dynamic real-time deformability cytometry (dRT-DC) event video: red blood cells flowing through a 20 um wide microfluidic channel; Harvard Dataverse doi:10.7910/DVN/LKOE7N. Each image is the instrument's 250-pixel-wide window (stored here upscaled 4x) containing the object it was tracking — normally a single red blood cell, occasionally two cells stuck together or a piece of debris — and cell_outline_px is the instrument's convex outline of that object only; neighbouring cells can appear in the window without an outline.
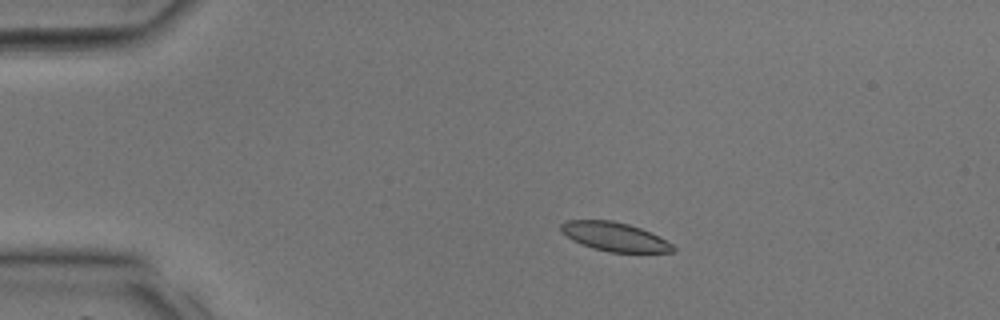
{"species": "common noctule bat (a hibernating species)", "species_latin": "Nyctalus noctula", "temperature_condition": "room temperature", "stored_images_in_passage": 33, "camera_frame_rate_fps": 3000, "um_per_image_px": 0.085, "animal": {"sex": "male", "body_mass_g": 17.9, "forearm_length_mm": 54.2}, "frame": {"image": 1, "passage_image": 7, "time_ms": 2.0, "image_size_px": [1000, 320], "cell_outline_px": [[676, 248], [672, 252], [608, 252], [592, 248], [572, 240], [560, 228], [560, 224], [568, 220], [612, 220], [628, 224], [640, 228], [672, 244]], "centroid_in_image_um": [52.21, 20.12], "position_along_channel_um": 32.8, "area_um2": 18.5}}
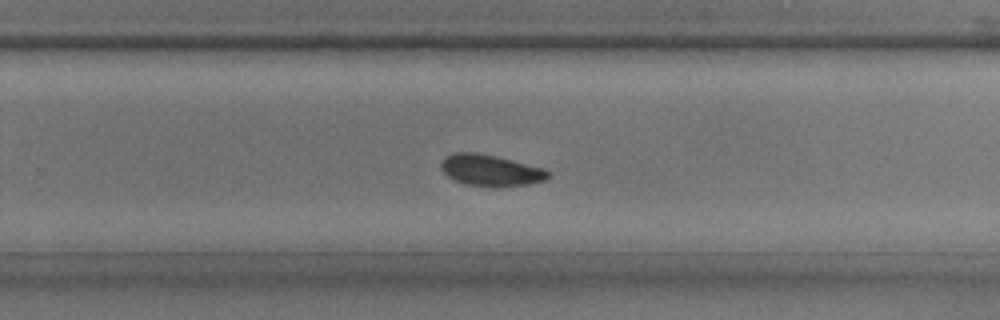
{"frame": {"image": 2, "passage_image": 24, "time_ms": 7.667, "image_size_px": [1000, 320], "cell_outline_px": [[552, 172], [544, 180], [528, 184], [496, 188], [464, 184], [448, 176], [440, 168], [440, 164], [444, 156], [452, 152], [476, 152], [496, 156], [544, 168]], "centroid_in_image_um": [41.68, 14.48], "position_along_channel_um": 288.1, "area_um2": 19.83}}
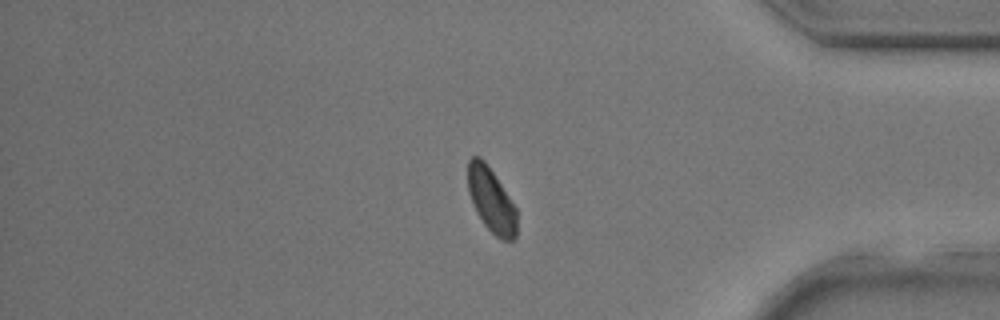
{"frame": {"image": 3, "passage_image": 31, "time_ms": 10.0, "image_size_px": [1000, 320], "cell_outline_px": [[516, 236], [512, 240], [500, 240], [484, 224], [476, 212], [472, 204], [468, 192], [468, 160], [472, 156], [480, 156], [484, 160], [516, 208]], "centroid_in_image_um": [41.73, 17.01], "position_along_channel_um": 393.5, "area_um2": 18.15}}